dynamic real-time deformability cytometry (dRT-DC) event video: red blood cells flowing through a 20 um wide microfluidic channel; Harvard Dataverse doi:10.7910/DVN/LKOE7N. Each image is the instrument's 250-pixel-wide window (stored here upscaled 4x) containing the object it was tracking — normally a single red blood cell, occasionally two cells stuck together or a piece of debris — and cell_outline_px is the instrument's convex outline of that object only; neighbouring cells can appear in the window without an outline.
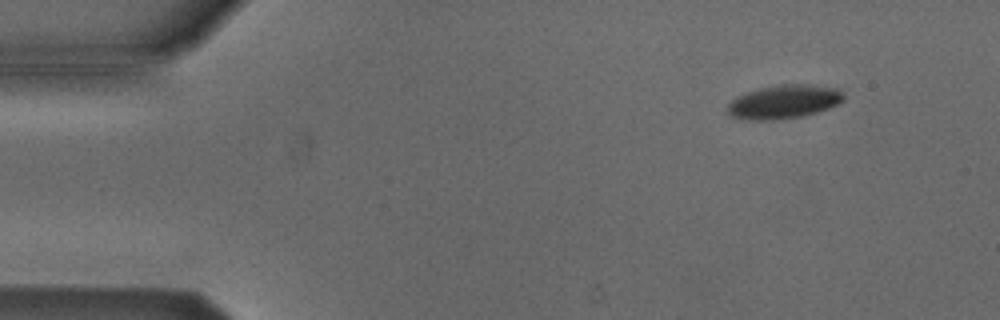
{"species": "Egyptian fruit bat (a non-hibernating species)", "species_latin": "Rousettus aegyptiacus", "temperature_condition": "cold", "stored_images_in_passage": 5, "camera_frame_rate_fps": 3000, "um_per_image_px": 0.085, "animal": {"sex": "male"}, "frame": {"image": 1, "passage_image": 2, "time_ms": 1.333, "image_size_px": [1000, 320], "cell_outline_px": [[844, 100], [828, 108], [804, 116], [776, 120], [748, 120], [732, 116], [728, 112], [728, 104], [736, 96], [760, 88], [784, 84], [808, 84], [840, 88], [844, 92]], "centroid_in_image_um": [66.67, 8.65], "position_along_channel_um": 18.3, "area_um2": 22.83}}
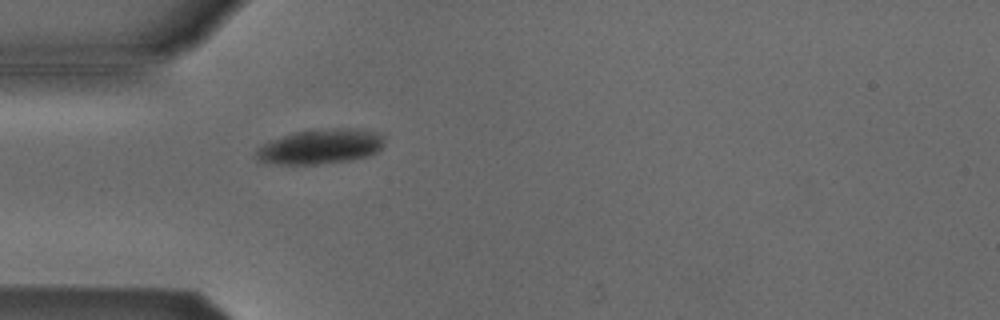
{"frame": {"image": 2, "passage_image": 5, "time_ms": 4.667, "image_size_px": [1000, 320], "cell_outline_px": [[384, 144], [376, 152], [368, 156], [352, 160], [316, 164], [264, 164], [256, 160], [256, 148], [260, 144], [268, 140], [296, 132], [328, 128], [360, 128], [380, 132], [384, 136]], "centroid_in_image_um": [27.22, 12.45], "position_along_channel_um": 57.8, "area_um2": 26.59}}